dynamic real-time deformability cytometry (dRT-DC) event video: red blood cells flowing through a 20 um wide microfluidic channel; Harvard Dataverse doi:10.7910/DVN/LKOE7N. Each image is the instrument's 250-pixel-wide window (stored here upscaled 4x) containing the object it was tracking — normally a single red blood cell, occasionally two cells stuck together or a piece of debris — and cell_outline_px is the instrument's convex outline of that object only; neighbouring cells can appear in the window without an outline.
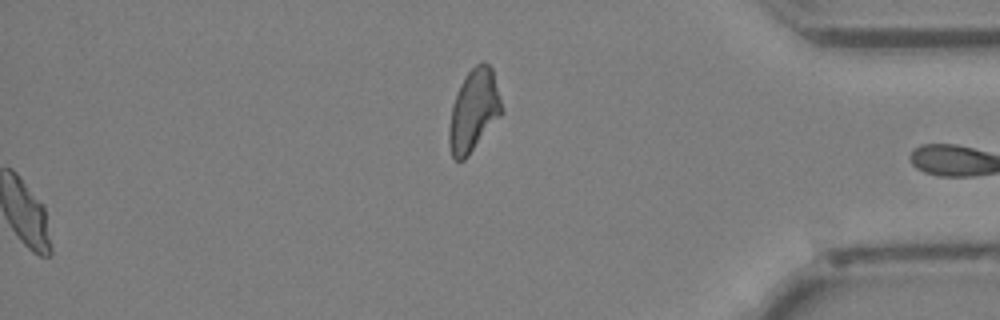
{"species": "Egyptian fruit bat (a non-hibernating species)", "species_latin": "Rousettus aegyptiacus", "temperature_condition": "cold", "stored_images_in_passage": 38, "segment_of_instrument_passage": [2, 2], "camera_frame_rate_fps": 3000, "um_per_image_px": 0.085, "animal": {"sex": "female"}, "frame": {"image": 1, "passage_image": 38, "time_ms": 12.333, "image_size_px": [1000, 320], "cell_outline_px": [[504, 112], [468, 156], [464, 160], [456, 160], [452, 156], [448, 144], [448, 132], [452, 104], [460, 84], [468, 72], [480, 60], [484, 60], [492, 68], [504, 108]], "centroid_in_image_um": [40.28, 9.38], "position_along_channel_um": 394.9, "area_um2": 25.43}}